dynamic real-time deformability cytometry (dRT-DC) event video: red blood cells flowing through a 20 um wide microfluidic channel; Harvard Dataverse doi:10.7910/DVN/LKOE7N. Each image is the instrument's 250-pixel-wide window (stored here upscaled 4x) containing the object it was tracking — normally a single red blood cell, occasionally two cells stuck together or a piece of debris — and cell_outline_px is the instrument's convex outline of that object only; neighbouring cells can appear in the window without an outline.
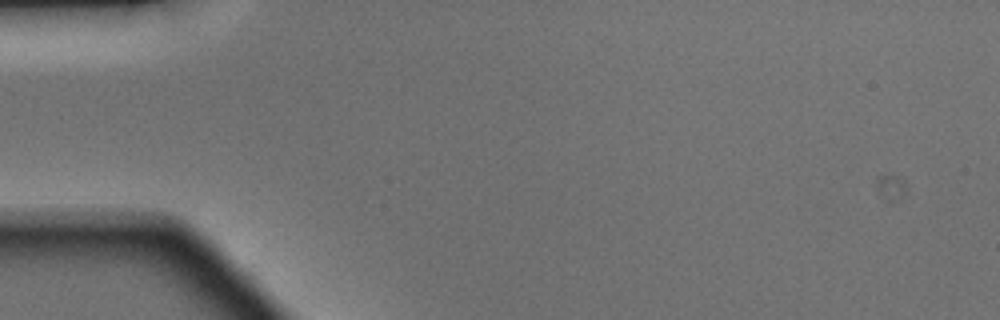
{"species": "Egyptian fruit bat (a non-hibernating species)", "species_latin": "Rousettus aegyptiacus", "temperature_condition": "warm", "stored_images_in_passage": 4, "camera_frame_rate_fps": 3000, "um_per_image_px": 0.085, "animal": {"sex": "male"}, "frame": {"image": 1, "passage_image": 1, "time_ms": 0.0, "image_size_px": [1000, 320], "cell_outline_px": [[232, 276], [228, 276], [112, 232], [104, 228], [116, 224], [136, 224], [176, 228], [192, 232], [232, 272]], "centroid_in_image_um": [14.7, 20.74], "position_along_channel_um": 70.3, "area_um2": 17.46}}